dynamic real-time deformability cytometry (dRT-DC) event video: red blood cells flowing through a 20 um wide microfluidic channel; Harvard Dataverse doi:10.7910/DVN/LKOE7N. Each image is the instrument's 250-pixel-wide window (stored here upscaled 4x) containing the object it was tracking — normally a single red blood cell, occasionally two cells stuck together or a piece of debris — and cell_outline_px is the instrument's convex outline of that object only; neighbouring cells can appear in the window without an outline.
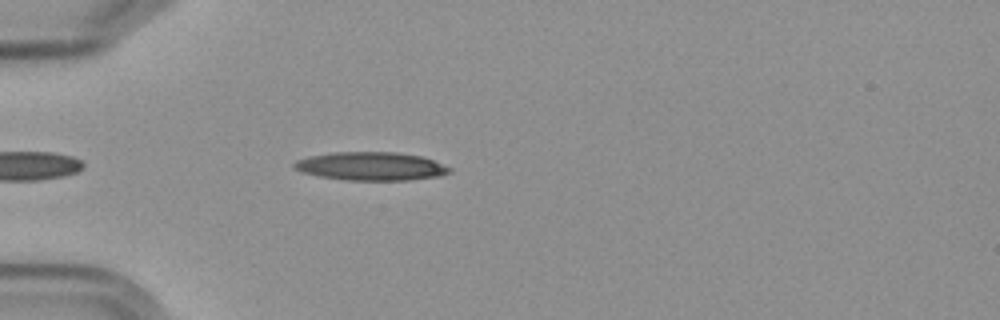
{"species": "Egyptian fruit bat (a non-hibernating species)", "species_latin": "Rousettus aegyptiacus", "temperature_condition": "cold", "stored_images_in_passage": 30, "camera_frame_rate_fps": 3000, "um_per_image_px": 0.085, "frame": {"image": 1, "passage_image": 5, "time_ms": 1.333, "image_size_px": [1000, 320], "cell_outline_px": [[452, 172], [440, 176], [408, 180], [344, 180], [320, 176], [304, 172], [296, 168], [292, 164], [296, 160], [308, 156], [336, 152], [396, 152], [424, 156], [452, 168]], "centroid_in_image_um": [31.59, 14.12], "position_along_channel_um": 53.4, "area_um2": 25.72}}
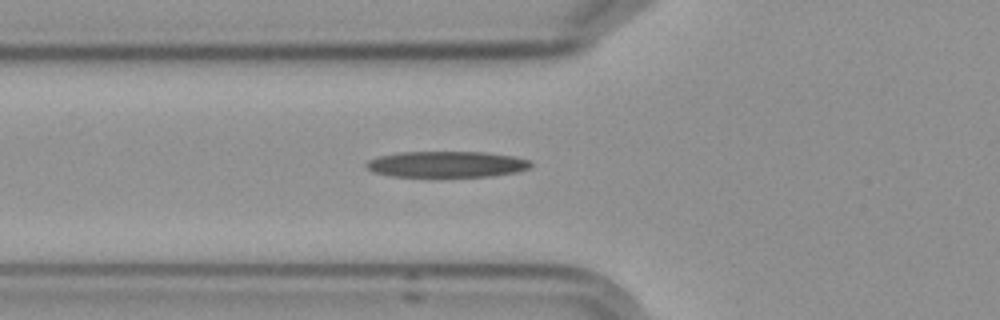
{"frame": {"image": 2, "passage_image": 9, "time_ms": 2.667, "image_size_px": [1000, 320], "cell_outline_px": [[532, 164], [528, 168], [516, 172], [492, 176], [392, 176], [372, 172], [364, 164], [368, 160], [380, 156], [400, 152], [488, 152], [516, 156], [532, 160]], "centroid_in_image_um": [38.0, 13.95], "position_along_channel_um": 87.8, "area_um2": 25.03}}
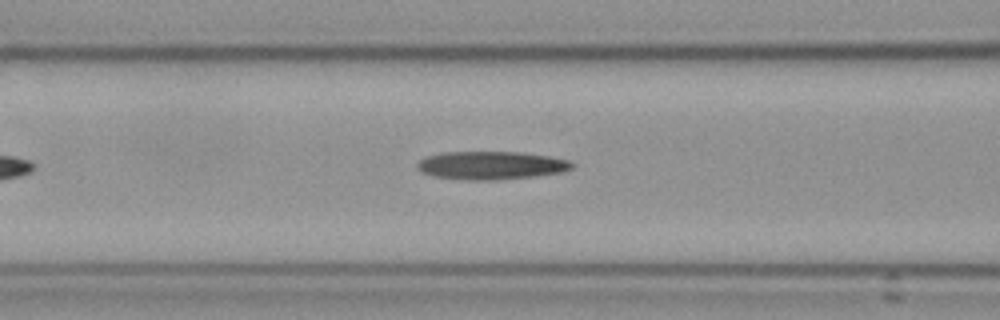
{"frame": {"image": 3, "passage_image": 12, "time_ms": 3.667, "image_size_px": [1000, 320], "cell_outline_px": [[572, 168], [560, 172], [532, 176], [496, 180], [464, 180], [432, 176], [420, 172], [416, 168], [416, 164], [420, 160], [428, 156], [440, 152], [520, 152], [548, 156], [568, 160], [572, 164]], "centroid_in_image_um": [41.66, 14.06], "position_along_channel_um": 124.9, "area_um2": 25.32}}